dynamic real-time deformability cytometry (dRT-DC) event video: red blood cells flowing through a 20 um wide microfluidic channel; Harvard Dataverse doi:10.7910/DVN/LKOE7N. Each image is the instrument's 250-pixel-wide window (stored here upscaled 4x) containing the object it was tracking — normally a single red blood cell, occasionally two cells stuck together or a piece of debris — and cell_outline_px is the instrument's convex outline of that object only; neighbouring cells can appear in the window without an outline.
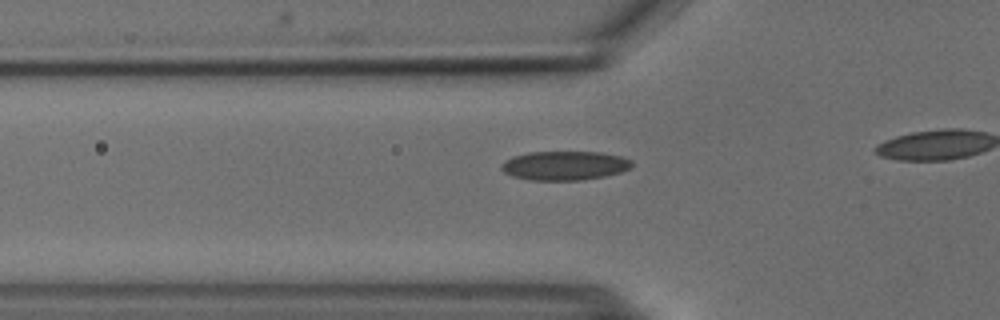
{"species": "common noctule bat (a hibernating species)", "species_latin": "Nyctalus noctula", "temperature_condition": "cold", "stored_images_in_passage": 24, "camera_frame_rate_fps": 3000, "um_per_image_px": 0.085, "animal": {"sex": "male", "body_mass_g": 18.8}, "frame": {"image": 1, "passage_image": 15, "time_ms": 4.667, "image_size_px": [1000, 320], "cell_outline_px": [[632, 168], [620, 172], [604, 176], [580, 180], [528, 180], [512, 176], [504, 172], [500, 168], [500, 164], [504, 160], [512, 156], [528, 152], [600, 152], [620, 156], [632, 160]], "centroid_in_image_um": [47.96, 14.07], "position_along_channel_um": 77.8, "area_um2": 22.25}}
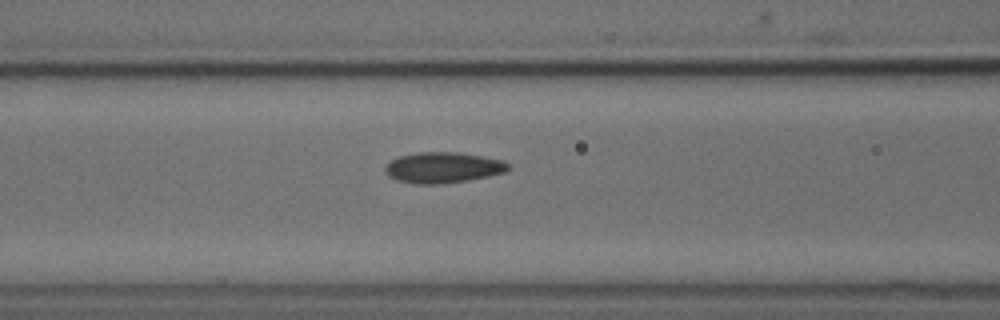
{"frame": {"image": 2, "passage_image": 19, "time_ms": 6.0, "image_size_px": [1000, 320], "cell_outline_px": [[512, 168], [504, 172], [488, 176], [468, 180], [440, 184], [416, 184], [396, 180], [388, 176], [384, 172], [384, 168], [392, 160], [400, 156], [416, 152], [460, 152], [504, 160], [512, 164]], "centroid_in_image_um": [37.69, 14.24], "position_along_channel_um": 128.9, "area_um2": 22.31}}
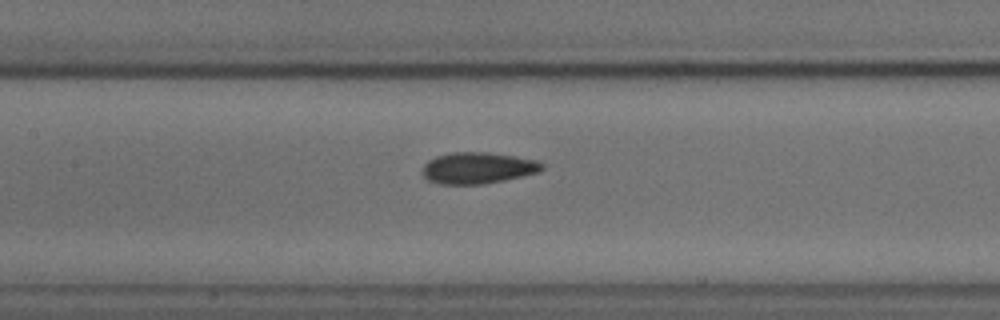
{"frame": {"image": 3, "passage_image": 22, "time_ms": 7.0, "image_size_px": [1000, 320], "cell_outline_px": [[544, 168], [540, 172], [524, 176], [484, 184], [440, 184], [428, 180], [424, 176], [424, 164], [428, 160], [436, 156], [452, 152], [488, 152], [536, 160], [544, 164]], "centroid_in_image_um": [40.64, 14.28], "position_along_channel_um": 166.8, "area_um2": 21.85}}